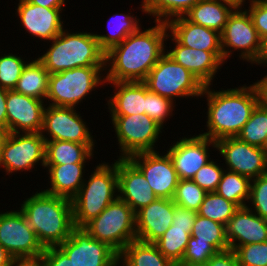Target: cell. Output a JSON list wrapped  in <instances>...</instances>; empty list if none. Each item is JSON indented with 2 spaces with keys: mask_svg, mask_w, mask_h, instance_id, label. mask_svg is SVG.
I'll list each match as a JSON object with an SVG mask.
<instances>
[{
  "mask_svg": "<svg viewBox=\"0 0 267 266\" xmlns=\"http://www.w3.org/2000/svg\"><path fill=\"white\" fill-rule=\"evenodd\" d=\"M154 23L155 26L151 28H140L128 35L105 53V82H143L147 78L167 50V24Z\"/></svg>",
  "mask_w": 267,
  "mask_h": 266,
  "instance_id": "1",
  "label": "cell"
},
{
  "mask_svg": "<svg viewBox=\"0 0 267 266\" xmlns=\"http://www.w3.org/2000/svg\"><path fill=\"white\" fill-rule=\"evenodd\" d=\"M214 91L211 85L205 86L200 98L207 99L206 130L200 135L218 141L236 137L259 103L255 83Z\"/></svg>",
  "mask_w": 267,
  "mask_h": 266,
  "instance_id": "2",
  "label": "cell"
},
{
  "mask_svg": "<svg viewBox=\"0 0 267 266\" xmlns=\"http://www.w3.org/2000/svg\"><path fill=\"white\" fill-rule=\"evenodd\" d=\"M32 194L19 204L20 210L44 248L59 246L75 228L72 200L40 189Z\"/></svg>",
  "mask_w": 267,
  "mask_h": 266,
  "instance_id": "3",
  "label": "cell"
},
{
  "mask_svg": "<svg viewBox=\"0 0 267 266\" xmlns=\"http://www.w3.org/2000/svg\"><path fill=\"white\" fill-rule=\"evenodd\" d=\"M49 43V48L37 59L50 74L79 67L105 66V53L93 32L75 33L64 28Z\"/></svg>",
  "mask_w": 267,
  "mask_h": 266,
  "instance_id": "4",
  "label": "cell"
},
{
  "mask_svg": "<svg viewBox=\"0 0 267 266\" xmlns=\"http://www.w3.org/2000/svg\"><path fill=\"white\" fill-rule=\"evenodd\" d=\"M95 165L88 180L71 199L75 227H84L118 198L117 160Z\"/></svg>",
  "mask_w": 267,
  "mask_h": 266,
  "instance_id": "5",
  "label": "cell"
},
{
  "mask_svg": "<svg viewBox=\"0 0 267 266\" xmlns=\"http://www.w3.org/2000/svg\"><path fill=\"white\" fill-rule=\"evenodd\" d=\"M103 72V73H102ZM105 66H89L50 74L46 104L76 108L100 85H105ZM51 102V103H50Z\"/></svg>",
  "mask_w": 267,
  "mask_h": 266,
  "instance_id": "6",
  "label": "cell"
},
{
  "mask_svg": "<svg viewBox=\"0 0 267 266\" xmlns=\"http://www.w3.org/2000/svg\"><path fill=\"white\" fill-rule=\"evenodd\" d=\"M84 228L94 239L106 243L117 254L131 241L137 240L135 212L119 198L110 203Z\"/></svg>",
  "mask_w": 267,
  "mask_h": 266,
  "instance_id": "7",
  "label": "cell"
},
{
  "mask_svg": "<svg viewBox=\"0 0 267 266\" xmlns=\"http://www.w3.org/2000/svg\"><path fill=\"white\" fill-rule=\"evenodd\" d=\"M148 90L176 103L178 98L201 97L204 85L166 52L143 81ZM176 99V100H175Z\"/></svg>",
  "mask_w": 267,
  "mask_h": 266,
  "instance_id": "8",
  "label": "cell"
},
{
  "mask_svg": "<svg viewBox=\"0 0 267 266\" xmlns=\"http://www.w3.org/2000/svg\"><path fill=\"white\" fill-rule=\"evenodd\" d=\"M112 128L120 151L117 158H128L139 152L157 151L163 128L146 114L111 115Z\"/></svg>",
  "mask_w": 267,
  "mask_h": 266,
  "instance_id": "9",
  "label": "cell"
},
{
  "mask_svg": "<svg viewBox=\"0 0 267 266\" xmlns=\"http://www.w3.org/2000/svg\"><path fill=\"white\" fill-rule=\"evenodd\" d=\"M46 142L41 133L7 132L1 147L0 169L5 175L31 171L36 165L45 167ZM41 163V164H40Z\"/></svg>",
  "mask_w": 267,
  "mask_h": 266,
  "instance_id": "10",
  "label": "cell"
},
{
  "mask_svg": "<svg viewBox=\"0 0 267 266\" xmlns=\"http://www.w3.org/2000/svg\"><path fill=\"white\" fill-rule=\"evenodd\" d=\"M220 36L224 62L237 51L240 60L253 66L260 52L261 39L244 7H237L232 12Z\"/></svg>",
  "mask_w": 267,
  "mask_h": 266,
  "instance_id": "11",
  "label": "cell"
},
{
  "mask_svg": "<svg viewBox=\"0 0 267 266\" xmlns=\"http://www.w3.org/2000/svg\"><path fill=\"white\" fill-rule=\"evenodd\" d=\"M77 108L46 105L41 134L46 141L96 144L87 122ZM85 121V122H84Z\"/></svg>",
  "mask_w": 267,
  "mask_h": 266,
  "instance_id": "12",
  "label": "cell"
},
{
  "mask_svg": "<svg viewBox=\"0 0 267 266\" xmlns=\"http://www.w3.org/2000/svg\"><path fill=\"white\" fill-rule=\"evenodd\" d=\"M0 245L12 257L39 256L45 250L20 209L0 212Z\"/></svg>",
  "mask_w": 267,
  "mask_h": 266,
  "instance_id": "13",
  "label": "cell"
},
{
  "mask_svg": "<svg viewBox=\"0 0 267 266\" xmlns=\"http://www.w3.org/2000/svg\"><path fill=\"white\" fill-rule=\"evenodd\" d=\"M215 143L226 170L251 180L267 173V153L263 148L250 145L237 137L223 138Z\"/></svg>",
  "mask_w": 267,
  "mask_h": 266,
  "instance_id": "14",
  "label": "cell"
},
{
  "mask_svg": "<svg viewBox=\"0 0 267 266\" xmlns=\"http://www.w3.org/2000/svg\"><path fill=\"white\" fill-rule=\"evenodd\" d=\"M139 152L128 159L142 172L158 198L172 199L179 178L167 152Z\"/></svg>",
  "mask_w": 267,
  "mask_h": 266,
  "instance_id": "15",
  "label": "cell"
},
{
  "mask_svg": "<svg viewBox=\"0 0 267 266\" xmlns=\"http://www.w3.org/2000/svg\"><path fill=\"white\" fill-rule=\"evenodd\" d=\"M58 247L74 266H118V254L106 243L94 239L84 227H75Z\"/></svg>",
  "mask_w": 267,
  "mask_h": 266,
  "instance_id": "16",
  "label": "cell"
},
{
  "mask_svg": "<svg viewBox=\"0 0 267 266\" xmlns=\"http://www.w3.org/2000/svg\"><path fill=\"white\" fill-rule=\"evenodd\" d=\"M166 151L172 159L179 180L192 179L197 171L210 160L209 147L216 150L215 141L200 134L179 137Z\"/></svg>",
  "mask_w": 267,
  "mask_h": 266,
  "instance_id": "17",
  "label": "cell"
},
{
  "mask_svg": "<svg viewBox=\"0 0 267 266\" xmlns=\"http://www.w3.org/2000/svg\"><path fill=\"white\" fill-rule=\"evenodd\" d=\"M44 100L16 92L7 91V132L40 133L43 125V115L46 107Z\"/></svg>",
  "mask_w": 267,
  "mask_h": 266,
  "instance_id": "18",
  "label": "cell"
},
{
  "mask_svg": "<svg viewBox=\"0 0 267 266\" xmlns=\"http://www.w3.org/2000/svg\"><path fill=\"white\" fill-rule=\"evenodd\" d=\"M16 15L20 25L31 37L50 42L64 29L62 19L64 8H46L29 3L26 0H18Z\"/></svg>",
  "mask_w": 267,
  "mask_h": 266,
  "instance_id": "19",
  "label": "cell"
},
{
  "mask_svg": "<svg viewBox=\"0 0 267 266\" xmlns=\"http://www.w3.org/2000/svg\"><path fill=\"white\" fill-rule=\"evenodd\" d=\"M170 41L172 46L165 51L175 62L185 67L204 85H213L216 73L224 65L222 52H210L199 49H193L179 44L169 33L166 41Z\"/></svg>",
  "mask_w": 267,
  "mask_h": 266,
  "instance_id": "20",
  "label": "cell"
},
{
  "mask_svg": "<svg viewBox=\"0 0 267 266\" xmlns=\"http://www.w3.org/2000/svg\"><path fill=\"white\" fill-rule=\"evenodd\" d=\"M118 198L126 202L136 213L158 197L142 172L128 159H117Z\"/></svg>",
  "mask_w": 267,
  "mask_h": 266,
  "instance_id": "21",
  "label": "cell"
},
{
  "mask_svg": "<svg viewBox=\"0 0 267 266\" xmlns=\"http://www.w3.org/2000/svg\"><path fill=\"white\" fill-rule=\"evenodd\" d=\"M175 203L172 199L157 198L135 213L137 240L154 243L172 225Z\"/></svg>",
  "mask_w": 267,
  "mask_h": 266,
  "instance_id": "22",
  "label": "cell"
},
{
  "mask_svg": "<svg viewBox=\"0 0 267 266\" xmlns=\"http://www.w3.org/2000/svg\"><path fill=\"white\" fill-rule=\"evenodd\" d=\"M229 247L267 241V220L256 215L247 206L239 207L225 225Z\"/></svg>",
  "mask_w": 267,
  "mask_h": 266,
  "instance_id": "23",
  "label": "cell"
},
{
  "mask_svg": "<svg viewBox=\"0 0 267 266\" xmlns=\"http://www.w3.org/2000/svg\"><path fill=\"white\" fill-rule=\"evenodd\" d=\"M168 33L181 45L210 52H222L221 36L215 30L195 24L185 16L167 23Z\"/></svg>",
  "mask_w": 267,
  "mask_h": 266,
  "instance_id": "24",
  "label": "cell"
},
{
  "mask_svg": "<svg viewBox=\"0 0 267 266\" xmlns=\"http://www.w3.org/2000/svg\"><path fill=\"white\" fill-rule=\"evenodd\" d=\"M112 84L113 95L108 96L109 115L145 114L146 84L142 81L105 82Z\"/></svg>",
  "mask_w": 267,
  "mask_h": 266,
  "instance_id": "25",
  "label": "cell"
},
{
  "mask_svg": "<svg viewBox=\"0 0 267 266\" xmlns=\"http://www.w3.org/2000/svg\"><path fill=\"white\" fill-rule=\"evenodd\" d=\"M86 163H71L62 165H45L50 187L41 189L45 193L72 199L84 183ZM50 180V181H49Z\"/></svg>",
  "mask_w": 267,
  "mask_h": 266,
  "instance_id": "26",
  "label": "cell"
},
{
  "mask_svg": "<svg viewBox=\"0 0 267 266\" xmlns=\"http://www.w3.org/2000/svg\"><path fill=\"white\" fill-rule=\"evenodd\" d=\"M237 7L224 0H199L184 16L191 22L222 33Z\"/></svg>",
  "mask_w": 267,
  "mask_h": 266,
  "instance_id": "27",
  "label": "cell"
},
{
  "mask_svg": "<svg viewBox=\"0 0 267 266\" xmlns=\"http://www.w3.org/2000/svg\"><path fill=\"white\" fill-rule=\"evenodd\" d=\"M95 144L70 141H46L45 165L87 163L94 157Z\"/></svg>",
  "mask_w": 267,
  "mask_h": 266,
  "instance_id": "28",
  "label": "cell"
},
{
  "mask_svg": "<svg viewBox=\"0 0 267 266\" xmlns=\"http://www.w3.org/2000/svg\"><path fill=\"white\" fill-rule=\"evenodd\" d=\"M118 266H176L154 243L131 241L119 254Z\"/></svg>",
  "mask_w": 267,
  "mask_h": 266,
  "instance_id": "29",
  "label": "cell"
},
{
  "mask_svg": "<svg viewBox=\"0 0 267 266\" xmlns=\"http://www.w3.org/2000/svg\"><path fill=\"white\" fill-rule=\"evenodd\" d=\"M129 12L130 13L126 14L117 13L108 19L107 34L95 33L99 47L104 53L108 52L112 47L120 44L128 35L133 34L142 28L140 18L137 15L134 16L131 11Z\"/></svg>",
  "mask_w": 267,
  "mask_h": 266,
  "instance_id": "30",
  "label": "cell"
},
{
  "mask_svg": "<svg viewBox=\"0 0 267 266\" xmlns=\"http://www.w3.org/2000/svg\"><path fill=\"white\" fill-rule=\"evenodd\" d=\"M50 73L35 57L24 67L14 90L26 96L46 100Z\"/></svg>",
  "mask_w": 267,
  "mask_h": 266,
  "instance_id": "31",
  "label": "cell"
},
{
  "mask_svg": "<svg viewBox=\"0 0 267 266\" xmlns=\"http://www.w3.org/2000/svg\"><path fill=\"white\" fill-rule=\"evenodd\" d=\"M199 0H142L141 11L154 21L167 23L184 16Z\"/></svg>",
  "mask_w": 267,
  "mask_h": 266,
  "instance_id": "32",
  "label": "cell"
},
{
  "mask_svg": "<svg viewBox=\"0 0 267 266\" xmlns=\"http://www.w3.org/2000/svg\"><path fill=\"white\" fill-rule=\"evenodd\" d=\"M250 186V178L225 169L215 192L238 207H244L249 200Z\"/></svg>",
  "mask_w": 267,
  "mask_h": 266,
  "instance_id": "33",
  "label": "cell"
},
{
  "mask_svg": "<svg viewBox=\"0 0 267 266\" xmlns=\"http://www.w3.org/2000/svg\"><path fill=\"white\" fill-rule=\"evenodd\" d=\"M190 237L191 231L188 228L171 225L154 244L166 258L177 265L182 260Z\"/></svg>",
  "mask_w": 267,
  "mask_h": 266,
  "instance_id": "34",
  "label": "cell"
},
{
  "mask_svg": "<svg viewBox=\"0 0 267 266\" xmlns=\"http://www.w3.org/2000/svg\"><path fill=\"white\" fill-rule=\"evenodd\" d=\"M191 236L197 242L210 243L218 252L230 249L225 225L197 214Z\"/></svg>",
  "mask_w": 267,
  "mask_h": 266,
  "instance_id": "35",
  "label": "cell"
},
{
  "mask_svg": "<svg viewBox=\"0 0 267 266\" xmlns=\"http://www.w3.org/2000/svg\"><path fill=\"white\" fill-rule=\"evenodd\" d=\"M250 145L263 147L267 138V109L258 103L250 118L236 136Z\"/></svg>",
  "mask_w": 267,
  "mask_h": 266,
  "instance_id": "36",
  "label": "cell"
},
{
  "mask_svg": "<svg viewBox=\"0 0 267 266\" xmlns=\"http://www.w3.org/2000/svg\"><path fill=\"white\" fill-rule=\"evenodd\" d=\"M238 208L235 203L216 192H207L197 214L226 225Z\"/></svg>",
  "mask_w": 267,
  "mask_h": 266,
  "instance_id": "37",
  "label": "cell"
},
{
  "mask_svg": "<svg viewBox=\"0 0 267 266\" xmlns=\"http://www.w3.org/2000/svg\"><path fill=\"white\" fill-rule=\"evenodd\" d=\"M206 191L192 179L178 181L172 200L182 208L198 211L206 195Z\"/></svg>",
  "mask_w": 267,
  "mask_h": 266,
  "instance_id": "38",
  "label": "cell"
},
{
  "mask_svg": "<svg viewBox=\"0 0 267 266\" xmlns=\"http://www.w3.org/2000/svg\"><path fill=\"white\" fill-rule=\"evenodd\" d=\"M6 53L0 56V87L13 90L29 60H24L22 55Z\"/></svg>",
  "mask_w": 267,
  "mask_h": 266,
  "instance_id": "39",
  "label": "cell"
},
{
  "mask_svg": "<svg viewBox=\"0 0 267 266\" xmlns=\"http://www.w3.org/2000/svg\"><path fill=\"white\" fill-rule=\"evenodd\" d=\"M174 104L176 103L172 100L150 92L146 85L145 114L152 118L162 128H164V123L166 124V121L174 116L173 111L176 106Z\"/></svg>",
  "mask_w": 267,
  "mask_h": 266,
  "instance_id": "40",
  "label": "cell"
},
{
  "mask_svg": "<svg viewBox=\"0 0 267 266\" xmlns=\"http://www.w3.org/2000/svg\"><path fill=\"white\" fill-rule=\"evenodd\" d=\"M217 252L210 243L197 242L191 236L182 260L176 266H198L204 264Z\"/></svg>",
  "mask_w": 267,
  "mask_h": 266,
  "instance_id": "41",
  "label": "cell"
},
{
  "mask_svg": "<svg viewBox=\"0 0 267 266\" xmlns=\"http://www.w3.org/2000/svg\"><path fill=\"white\" fill-rule=\"evenodd\" d=\"M246 206L267 220V173L251 180L250 196Z\"/></svg>",
  "mask_w": 267,
  "mask_h": 266,
  "instance_id": "42",
  "label": "cell"
},
{
  "mask_svg": "<svg viewBox=\"0 0 267 266\" xmlns=\"http://www.w3.org/2000/svg\"><path fill=\"white\" fill-rule=\"evenodd\" d=\"M234 252L239 266H267V241L239 246Z\"/></svg>",
  "mask_w": 267,
  "mask_h": 266,
  "instance_id": "43",
  "label": "cell"
},
{
  "mask_svg": "<svg viewBox=\"0 0 267 266\" xmlns=\"http://www.w3.org/2000/svg\"><path fill=\"white\" fill-rule=\"evenodd\" d=\"M210 160L206 165L200 168L192 180L206 192H215L222 178L225 168L220 166L217 161ZM219 164V165H218Z\"/></svg>",
  "mask_w": 267,
  "mask_h": 266,
  "instance_id": "44",
  "label": "cell"
},
{
  "mask_svg": "<svg viewBox=\"0 0 267 266\" xmlns=\"http://www.w3.org/2000/svg\"><path fill=\"white\" fill-rule=\"evenodd\" d=\"M249 7L246 9L250 14L254 27L262 39L267 36V2H248Z\"/></svg>",
  "mask_w": 267,
  "mask_h": 266,
  "instance_id": "45",
  "label": "cell"
},
{
  "mask_svg": "<svg viewBox=\"0 0 267 266\" xmlns=\"http://www.w3.org/2000/svg\"><path fill=\"white\" fill-rule=\"evenodd\" d=\"M42 261L43 266H74L72 260L58 246L45 248Z\"/></svg>",
  "mask_w": 267,
  "mask_h": 266,
  "instance_id": "46",
  "label": "cell"
},
{
  "mask_svg": "<svg viewBox=\"0 0 267 266\" xmlns=\"http://www.w3.org/2000/svg\"><path fill=\"white\" fill-rule=\"evenodd\" d=\"M196 216V211L182 208L175 204V213L172 221V226L188 228L192 232Z\"/></svg>",
  "mask_w": 267,
  "mask_h": 266,
  "instance_id": "47",
  "label": "cell"
},
{
  "mask_svg": "<svg viewBox=\"0 0 267 266\" xmlns=\"http://www.w3.org/2000/svg\"><path fill=\"white\" fill-rule=\"evenodd\" d=\"M198 266H239L237 256L232 249L217 252L206 263Z\"/></svg>",
  "mask_w": 267,
  "mask_h": 266,
  "instance_id": "48",
  "label": "cell"
},
{
  "mask_svg": "<svg viewBox=\"0 0 267 266\" xmlns=\"http://www.w3.org/2000/svg\"><path fill=\"white\" fill-rule=\"evenodd\" d=\"M9 266H43L42 255L12 257Z\"/></svg>",
  "mask_w": 267,
  "mask_h": 266,
  "instance_id": "49",
  "label": "cell"
},
{
  "mask_svg": "<svg viewBox=\"0 0 267 266\" xmlns=\"http://www.w3.org/2000/svg\"><path fill=\"white\" fill-rule=\"evenodd\" d=\"M8 89L0 87V129L7 132L6 96Z\"/></svg>",
  "mask_w": 267,
  "mask_h": 266,
  "instance_id": "50",
  "label": "cell"
},
{
  "mask_svg": "<svg viewBox=\"0 0 267 266\" xmlns=\"http://www.w3.org/2000/svg\"><path fill=\"white\" fill-rule=\"evenodd\" d=\"M254 83L259 94V103L267 109V75Z\"/></svg>",
  "mask_w": 267,
  "mask_h": 266,
  "instance_id": "51",
  "label": "cell"
},
{
  "mask_svg": "<svg viewBox=\"0 0 267 266\" xmlns=\"http://www.w3.org/2000/svg\"><path fill=\"white\" fill-rule=\"evenodd\" d=\"M29 3L46 7V8H64L66 0H26Z\"/></svg>",
  "mask_w": 267,
  "mask_h": 266,
  "instance_id": "52",
  "label": "cell"
},
{
  "mask_svg": "<svg viewBox=\"0 0 267 266\" xmlns=\"http://www.w3.org/2000/svg\"><path fill=\"white\" fill-rule=\"evenodd\" d=\"M253 64H255L256 66L258 64L260 66H266L267 67V36H265L261 39L260 52H259L257 59L255 60V62Z\"/></svg>",
  "mask_w": 267,
  "mask_h": 266,
  "instance_id": "53",
  "label": "cell"
},
{
  "mask_svg": "<svg viewBox=\"0 0 267 266\" xmlns=\"http://www.w3.org/2000/svg\"><path fill=\"white\" fill-rule=\"evenodd\" d=\"M12 256L0 245V266H9Z\"/></svg>",
  "mask_w": 267,
  "mask_h": 266,
  "instance_id": "54",
  "label": "cell"
},
{
  "mask_svg": "<svg viewBox=\"0 0 267 266\" xmlns=\"http://www.w3.org/2000/svg\"><path fill=\"white\" fill-rule=\"evenodd\" d=\"M224 1L230 2L236 7H244V4L246 3V0H224Z\"/></svg>",
  "mask_w": 267,
  "mask_h": 266,
  "instance_id": "55",
  "label": "cell"
},
{
  "mask_svg": "<svg viewBox=\"0 0 267 266\" xmlns=\"http://www.w3.org/2000/svg\"><path fill=\"white\" fill-rule=\"evenodd\" d=\"M6 134L7 132L0 129V161H1V147H2V143L5 139Z\"/></svg>",
  "mask_w": 267,
  "mask_h": 266,
  "instance_id": "56",
  "label": "cell"
},
{
  "mask_svg": "<svg viewBox=\"0 0 267 266\" xmlns=\"http://www.w3.org/2000/svg\"><path fill=\"white\" fill-rule=\"evenodd\" d=\"M264 150H265V152L267 153V138H266V141H265V143H264V146L262 147Z\"/></svg>",
  "mask_w": 267,
  "mask_h": 266,
  "instance_id": "57",
  "label": "cell"
},
{
  "mask_svg": "<svg viewBox=\"0 0 267 266\" xmlns=\"http://www.w3.org/2000/svg\"><path fill=\"white\" fill-rule=\"evenodd\" d=\"M252 2H267V0H250Z\"/></svg>",
  "mask_w": 267,
  "mask_h": 266,
  "instance_id": "58",
  "label": "cell"
}]
</instances>
